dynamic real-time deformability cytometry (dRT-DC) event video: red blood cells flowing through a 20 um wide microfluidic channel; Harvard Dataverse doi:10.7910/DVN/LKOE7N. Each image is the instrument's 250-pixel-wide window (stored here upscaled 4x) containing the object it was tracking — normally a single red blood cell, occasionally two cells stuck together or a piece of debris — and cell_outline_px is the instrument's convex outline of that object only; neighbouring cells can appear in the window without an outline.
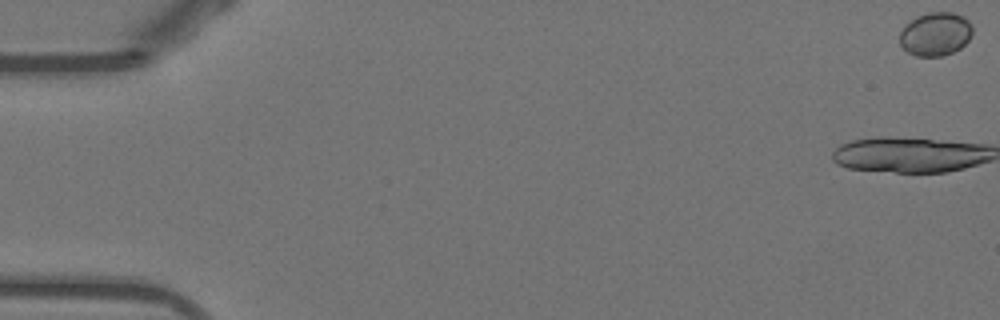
{"species": "Egyptian fruit bat (a non-hibernating species)", "species_latin": "Rousettus aegyptiacus", "temperature_condition": "warm", "stored_images_in_passage": 43, "camera_frame_rate_fps": 3000, "um_per_image_px": 0.085, "animal": {"sex": "female"}, "frame": {"image": 1, "passage_image": 1, "time_ms": 0.0, "image_size_px": [1000, 320], "cell_outline_px": [[972, 32], [968, 40], [960, 48], [944, 56], [916, 56], [908, 52], [900, 44], [900, 32], [904, 24], [916, 16], [928, 12], [952, 12], [968, 20], [972, 24]], "centroid_in_image_um": [79.49, 2.88], "position_along_channel_um": 5.5, "area_um2": 18.5}}
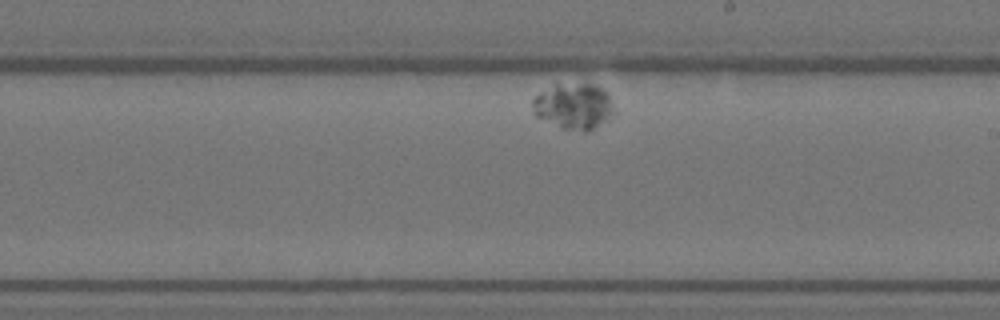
{"frame": {"image": 2, "passage_image": 29, "time_ms": 9.333, "image_size_px": [1000, 320], "cell_outline_px": [[616, 112], [588, 132], [584, 132], [560, 128], [536, 116], [532, 112], [532, 100], [540, 92], [556, 84], [592, 84], [604, 88], [612, 96], [616, 108]], "centroid_in_image_um": [48.81, 9.03], "position_along_channel_um": 240.2, "area_um2": 22.2}}
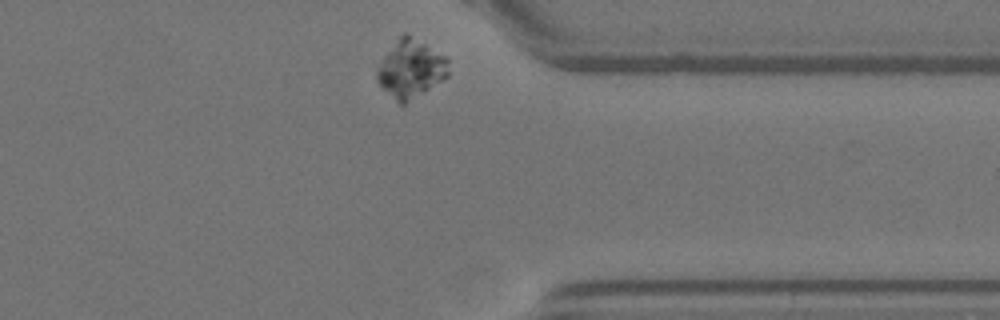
{"frame": {"image": 3, "passage_image": 43, "time_ms": 14.0, "image_size_px": [1000, 320], "cell_outline_px": [[448, 76], [404, 104], [400, 104], [376, 80], [376, 68], [384, 56], [400, 36], [404, 32], [444, 56], [448, 60]], "centroid_in_image_um": [34.89, 5.85], "position_along_channel_um": 376.5, "area_um2": 23.29}, "authors_computed_cell_mechanics": {"area_um2": 23.3512, "velocity_mm_per_s": 2.9897, "shape_relaxation_time_tau1_ms": 1.9392, "shape_relaxation_time_tau2_ms": null, "deformation_change_tau1": 0.3279, "deformation_change_tau2": null}}